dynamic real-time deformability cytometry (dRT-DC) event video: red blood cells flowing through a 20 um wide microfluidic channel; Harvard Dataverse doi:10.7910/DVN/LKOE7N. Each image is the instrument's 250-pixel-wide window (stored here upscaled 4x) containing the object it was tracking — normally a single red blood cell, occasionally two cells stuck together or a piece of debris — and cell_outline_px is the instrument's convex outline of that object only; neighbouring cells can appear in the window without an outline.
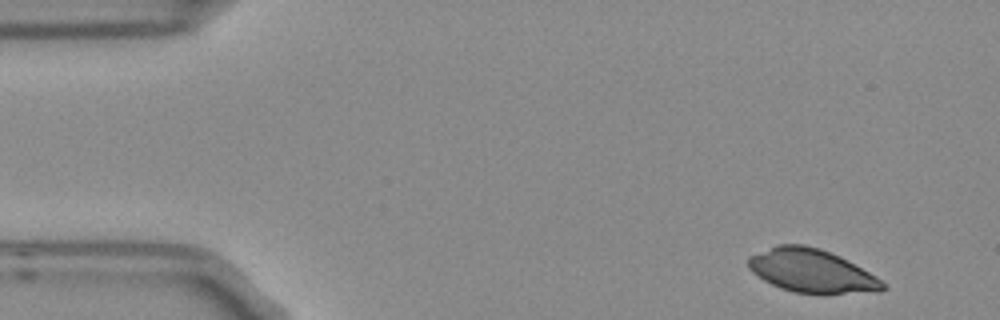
{"species": "Egyptian fruit bat (a non-hibernating species)", "species_latin": "Rousettus aegyptiacus", "temperature_condition": "room temperature", "stored_images_in_passage": 4, "camera_frame_rate_fps": 3000, "um_per_image_px": 0.085, "frame": {"image": 1, "passage_image": 1, "time_ms": 0.0, "image_size_px": [1000, 320], "cell_outline_px": [[888, 288], [880, 292], [824, 296], [820, 296], [792, 292], [780, 288], [764, 280], [752, 272], [748, 268], [748, 256], [776, 244], [804, 244], [820, 248], [840, 256], [876, 276]], "centroid_in_image_um": [69.02, 23.06], "position_along_channel_um": 16.0, "area_um2": 35.03}}